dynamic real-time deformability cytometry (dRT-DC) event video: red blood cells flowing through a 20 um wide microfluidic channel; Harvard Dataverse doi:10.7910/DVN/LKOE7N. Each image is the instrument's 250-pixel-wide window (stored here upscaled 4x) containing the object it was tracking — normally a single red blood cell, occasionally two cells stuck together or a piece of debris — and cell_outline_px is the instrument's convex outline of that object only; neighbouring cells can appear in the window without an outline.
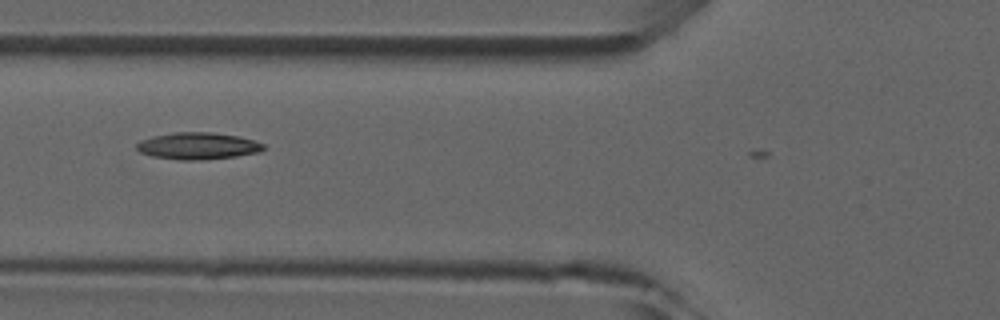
{"species": "common noctule bat (a hibernating species)", "species_latin": "Nyctalus noctula", "temperature_condition": "room temperature", "stored_images_in_passage": 7, "camera_frame_rate_fps": 3000, "um_per_image_px": 0.085, "animal": {"sex": "male", "forearm_length_mm": 52.5}, "frame": {"image": 1, "passage_image": 6, "time_ms": 6.667, "image_size_px": [1000, 320], "cell_outline_px": [[264, 148], [260, 152], [236, 156], [200, 160], [180, 160], [152, 156], [140, 152], [136, 148], [136, 144], [140, 140], [152, 136], [176, 132], [212, 132], [240, 136], [264, 144]], "centroid_in_image_um": [16.8, 12.4], "position_along_channel_um": 109.0, "area_um2": 19.88}}